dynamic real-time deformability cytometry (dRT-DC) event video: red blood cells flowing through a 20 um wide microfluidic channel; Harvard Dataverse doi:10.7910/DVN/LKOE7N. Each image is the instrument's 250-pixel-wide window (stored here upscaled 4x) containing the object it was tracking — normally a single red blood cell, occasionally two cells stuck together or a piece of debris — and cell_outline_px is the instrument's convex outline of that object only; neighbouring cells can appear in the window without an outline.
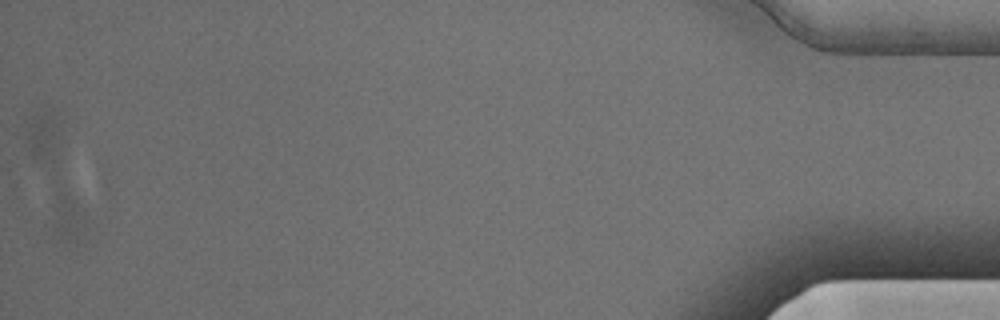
{"species": "Egyptian fruit bat (a non-hibernating species)", "species_latin": "Rousettus aegyptiacus", "temperature_condition": "cold", "stored_images_in_passage": 16, "camera_frame_rate_fps": 3000, "um_per_image_px": 0.085, "animal": {"sex": "male"}, "frame": {"image": 1, "passage_image": 16, "time_ms": 5.0, "image_size_px": [1000, 320], "cell_outline_px": [[88, 236], [84, 244], [76, 244], [60, 240], [52, 236], [44, 224], [56, 192], [68, 192], [84, 216]], "centroid_in_image_um": [5.64, 18.71], "position_along_channel_um": 429.6, "area_um2": 11.27}}